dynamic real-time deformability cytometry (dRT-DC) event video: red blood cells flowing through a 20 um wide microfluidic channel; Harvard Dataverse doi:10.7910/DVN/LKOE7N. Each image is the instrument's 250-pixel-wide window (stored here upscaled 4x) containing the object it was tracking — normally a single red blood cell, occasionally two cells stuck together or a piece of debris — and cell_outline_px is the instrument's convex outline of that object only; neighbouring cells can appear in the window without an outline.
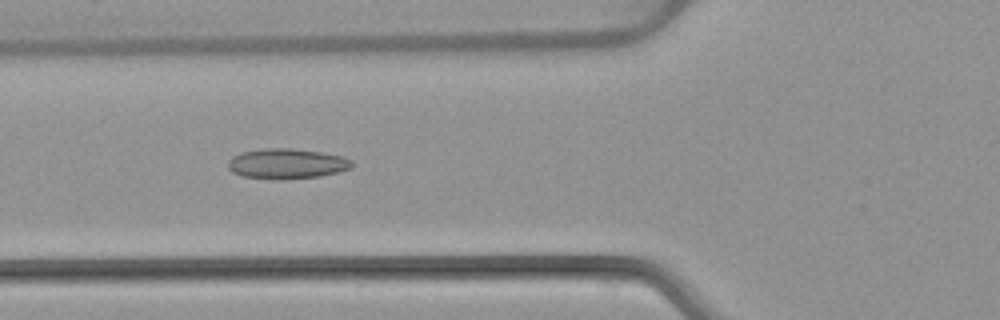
{"species": "common noctule bat (a hibernating species)", "species_latin": "Nyctalus noctula", "temperature_condition": "warm", "stored_images_in_passage": 54, "segment_of_instrument_passage": [1, 2], "camera_frame_rate_fps": 3000, "um_per_image_px": 0.085, "animal": {"sex": "female", "body_mass_g": 22.7, "forearm_length_mm": 54.2}, "frame": {"image": 1, "passage_image": 20, "time_ms": 6.333, "image_size_px": [1000, 320], "cell_outline_px": [[352, 168], [320, 176], [280, 180], [244, 176], [232, 172], [228, 168], [228, 160], [232, 156], [240, 152], [260, 148], [292, 148], [320, 152], [344, 156], [352, 160]], "centroid_in_image_um": [24.36, 13.9], "position_along_channel_um": 101.4, "area_um2": 21.96}}
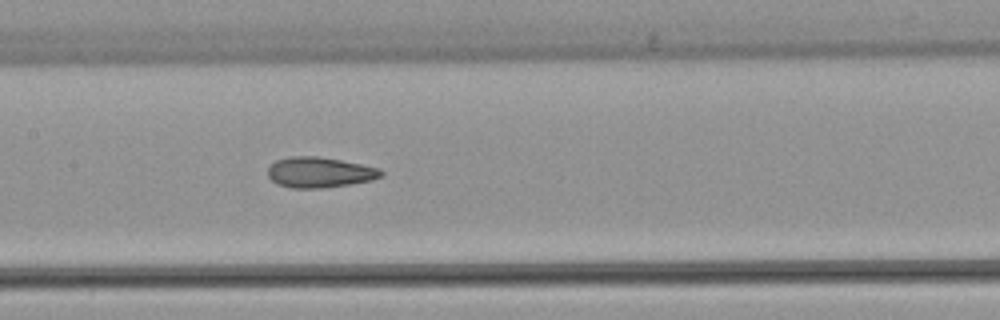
{"frame": {"image": 2, "passage_image": 26, "time_ms": 8.333, "image_size_px": [1000, 320], "cell_outline_px": [[384, 176], [372, 180], [352, 184], [324, 188], [292, 188], [276, 184], [268, 176], [268, 168], [276, 160], [292, 156], [320, 156], [380, 168], [384, 172]], "centroid_in_image_um": [27.19, 14.65], "position_along_channel_um": 180.2, "area_um2": 20.29}}
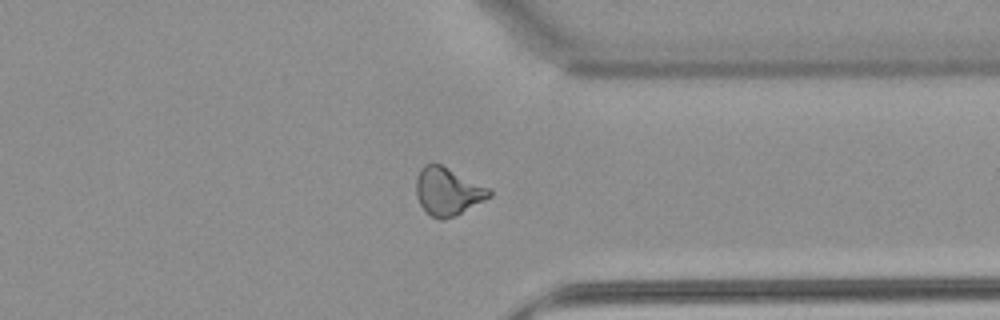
{"frame": {"image": 3, "passage_image": 41, "time_ms": 13.333, "image_size_px": [1000, 320], "cell_outline_px": [[492, 196], [456, 216], [444, 220], [440, 220], [432, 216], [420, 204], [416, 196], [416, 176], [420, 168], [424, 164], [440, 164], [492, 188]], "centroid_in_image_um": [38.08, 16.27], "position_along_channel_um": 373.3, "area_um2": 20.58}}